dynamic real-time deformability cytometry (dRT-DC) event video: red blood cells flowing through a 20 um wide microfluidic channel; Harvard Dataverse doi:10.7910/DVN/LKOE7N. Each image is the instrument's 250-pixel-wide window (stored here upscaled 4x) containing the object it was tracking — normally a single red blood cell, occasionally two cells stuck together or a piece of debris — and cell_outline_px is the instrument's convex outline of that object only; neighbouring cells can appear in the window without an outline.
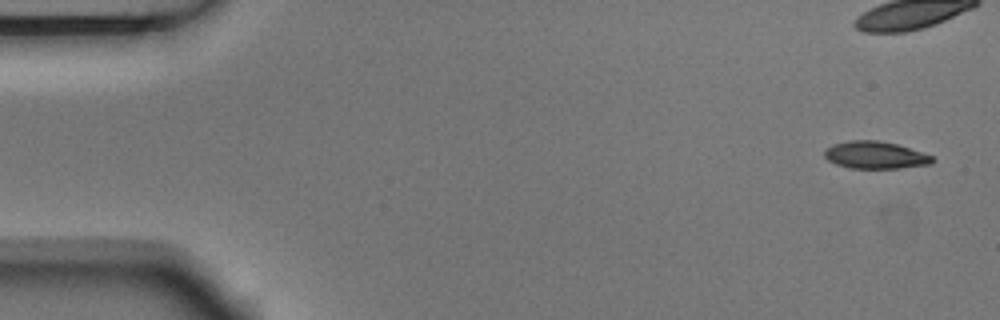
{"species": "Egyptian fruit bat (a non-hibernating species)", "species_latin": "Rousettus aegyptiacus", "temperature_condition": "room temperature", "stored_images_in_passage": 5, "camera_frame_rate_fps": 3000, "um_per_image_px": 0.085, "animal": {"sex": "male"}, "frame": {"image": 1, "passage_image": 1, "time_ms": 0.0, "image_size_px": [1000, 320], "cell_outline_px": [[936, 160], [932, 164], [900, 168], [848, 168], [836, 164], [828, 160], [824, 156], [824, 152], [832, 144], [848, 140], [880, 140], [896, 144], [932, 156]], "centroid_in_image_um": [74.39, 13.18], "position_along_channel_um": 10.6, "area_um2": 17.17}}